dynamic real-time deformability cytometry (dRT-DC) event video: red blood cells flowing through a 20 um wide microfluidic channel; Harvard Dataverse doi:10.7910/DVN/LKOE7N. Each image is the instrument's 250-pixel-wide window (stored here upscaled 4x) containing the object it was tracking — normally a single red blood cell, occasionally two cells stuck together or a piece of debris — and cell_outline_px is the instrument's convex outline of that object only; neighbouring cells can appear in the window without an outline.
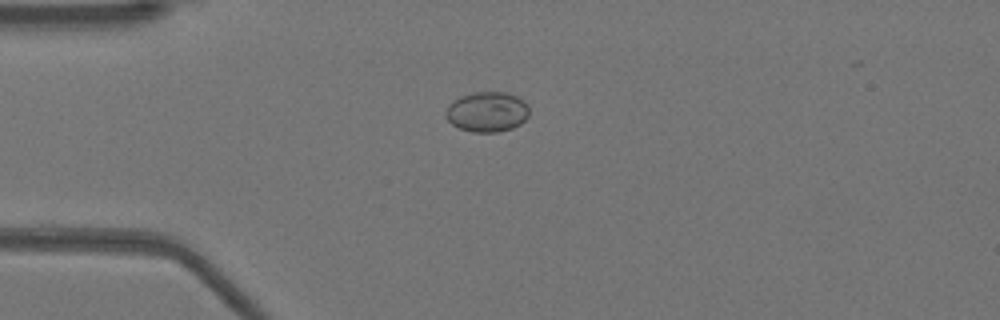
{"species": "Egyptian fruit bat (a non-hibernating species)", "species_latin": "Rousettus aegyptiacus", "temperature_condition": "warm", "stored_images_in_passage": 39, "camera_frame_rate_fps": 3000, "um_per_image_px": 0.085, "animal": {"sex": "female"}, "frame": {"image": 1, "passage_image": 3, "time_ms": 0.667, "image_size_px": [1000, 320], "cell_outline_px": [[528, 116], [520, 124], [512, 128], [496, 132], [472, 132], [460, 128], [452, 124], [444, 116], [444, 112], [448, 104], [460, 96], [472, 92], [504, 92], [516, 96], [524, 100], [528, 104]], "centroid_in_image_um": [41.38, 9.5], "position_along_channel_um": 43.6, "area_um2": 19.65}}
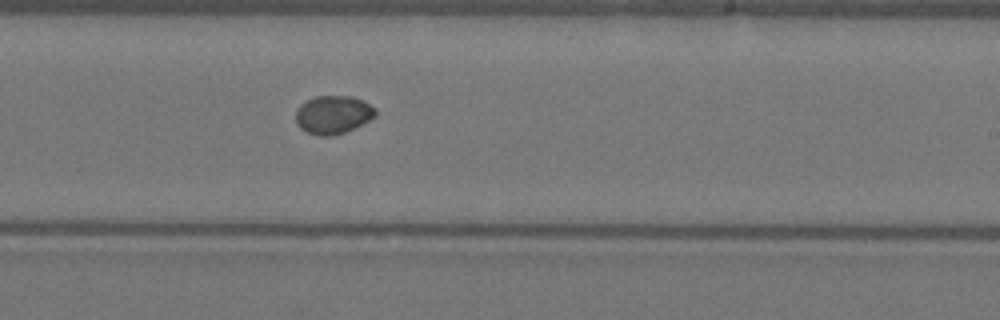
{"frame": {"image": 2, "passage_image": 21, "time_ms": 6.667, "image_size_px": [1000, 320], "cell_outline_px": [[376, 116], [344, 132], [332, 136], [320, 136], [308, 132], [300, 128], [296, 124], [296, 108], [304, 100], [316, 96], [352, 96], [376, 108]], "centroid_in_image_um": [28.26, 9.74], "position_along_channel_um": 260.7, "area_um2": 17.69}}
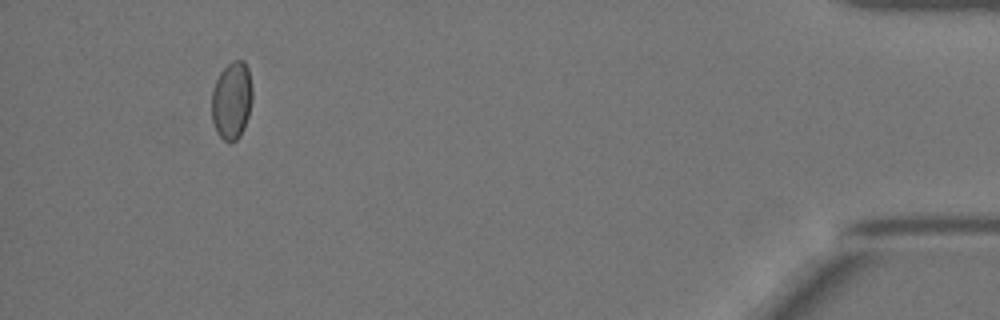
{"frame": {"image": 3, "passage_image": 38, "time_ms": 12.333, "image_size_px": [1000, 320], "cell_outline_px": [[252, 100], [248, 116], [244, 128], [240, 136], [236, 140], [228, 144], [216, 132], [212, 120], [212, 88], [220, 72], [232, 60], [244, 60], [248, 68], [252, 88]], "centroid_in_image_um": [19.7, 8.54], "position_along_channel_um": 415.5, "area_um2": 18.61}}